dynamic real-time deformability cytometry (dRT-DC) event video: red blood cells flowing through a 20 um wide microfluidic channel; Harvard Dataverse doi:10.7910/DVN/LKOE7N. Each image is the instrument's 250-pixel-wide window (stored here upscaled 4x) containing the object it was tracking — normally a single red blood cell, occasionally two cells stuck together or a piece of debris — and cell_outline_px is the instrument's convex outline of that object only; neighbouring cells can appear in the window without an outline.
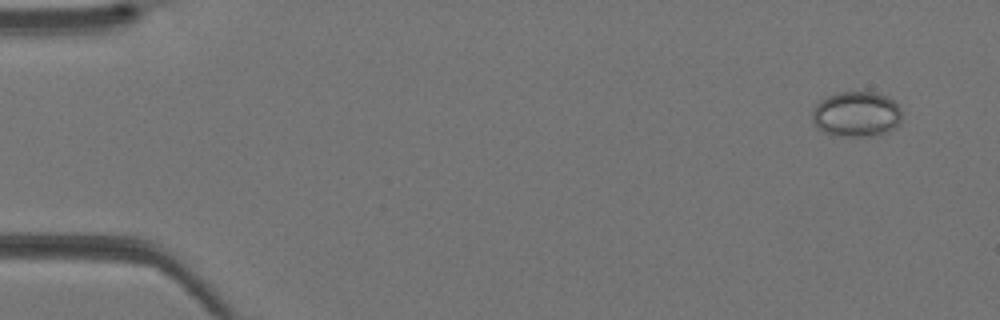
{"species": "Egyptian fruit bat (a non-hibernating species)", "species_latin": "Rousettus aegyptiacus", "temperature_condition": "warm", "stored_images_in_passage": 41, "camera_frame_rate_fps": 3000, "um_per_image_px": 0.085, "animal": {"sex": "female"}, "frame": {"image": 1, "passage_image": 3, "time_ms": 0.667, "image_size_px": [1000, 320], "cell_outline_px": [[900, 124], [888, 132], [876, 136], [840, 136], [824, 132], [816, 128], [812, 120], [812, 112], [816, 104], [820, 100], [828, 96], [840, 92], [872, 92], [884, 96], [892, 100], [900, 108]], "centroid_in_image_um": [72.77, 9.73], "position_along_channel_um": 12.2, "area_um2": 23.7}}
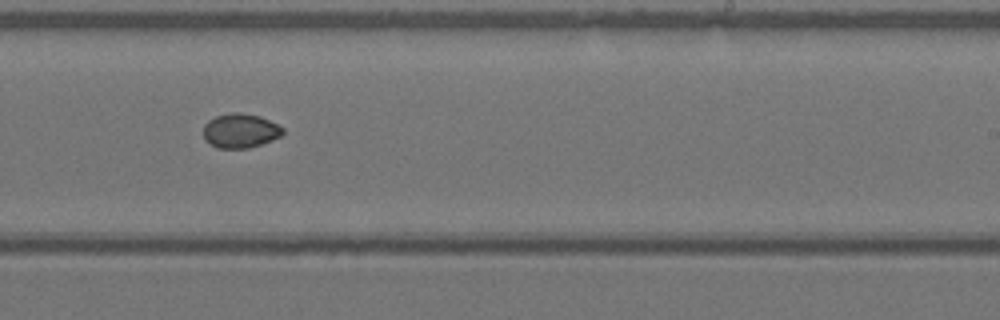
{"frame": {"image": 2, "passage_image": 26, "time_ms": 8.333, "image_size_px": [1000, 320], "cell_outline_px": [[284, 132], [280, 136], [272, 140], [248, 148], [216, 148], [204, 136], [204, 124], [208, 120], [216, 116], [232, 112], [240, 112], [260, 116], [284, 128]], "centroid_in_image_um": [20.43, 11.1], "position_along_channel_um": 268.6, "area_um2": 15.72}}
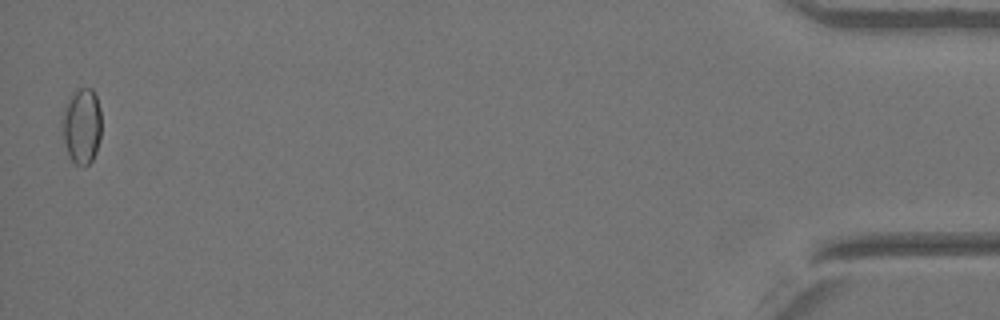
{"frame": {"image": 3, "passage_image": 41, "time_ms": 13.333, "image_size_px": [1000, 320], "cell_outline_px": [[100, 140], [96, 152], [92, 160], [88, 164], [72, 164], [68, 156], [64, 144], [60, 124], [60, 120], [68, 96], [76, 88], [92, 88], [96, 96], [100, 108]], "centroid_in_image_um": [6.9, 10.69], "position_along_channel_um": 428.3, "area_um2": 17.86}}